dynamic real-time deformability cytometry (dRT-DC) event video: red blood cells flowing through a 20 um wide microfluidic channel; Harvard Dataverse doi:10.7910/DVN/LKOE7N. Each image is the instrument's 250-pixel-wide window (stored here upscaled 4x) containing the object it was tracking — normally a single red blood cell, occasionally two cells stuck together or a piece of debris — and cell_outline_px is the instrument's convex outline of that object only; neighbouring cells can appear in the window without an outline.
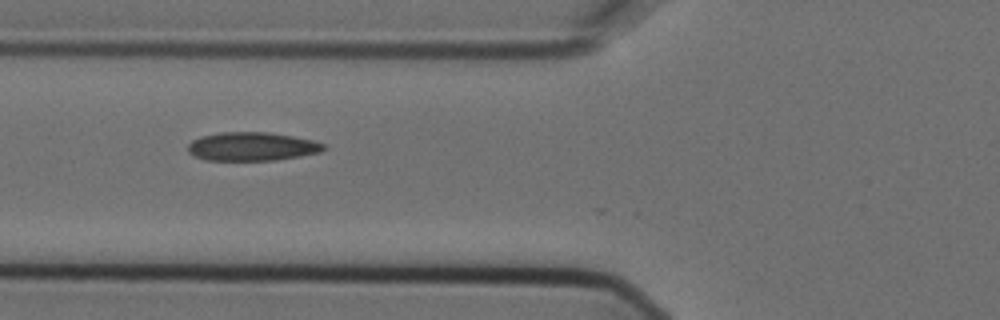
{"species": "Egyptian fruit bat (a non-hibernating species)", "species_latin": "Rousettus aegyptiacus", "temperature_condition": "cold", "stored_images_in_passage": 3, "camera_frame_rate_fps": 3000, "um_per_image_px": 0.085, "animal": {"sex": "female"}, "frame": {"image": 1, "passage_image": 2, "time_ms": 0.333, "image_size_px": [1000, 320], "cell_outline_px": [[328, 148], [320, 152], [300, 156], [276, 160], [204, 160], [192, 156], [188, 152], [188, 144], [192, 140], [200, 136], [220, 132], [268, 132], [292, 136], [312, 140], [324, 144]], "centroid_in_image_um": [21.39, 12.45], "position_along_channel_um": 104.4, "area_um2": 22.77}}